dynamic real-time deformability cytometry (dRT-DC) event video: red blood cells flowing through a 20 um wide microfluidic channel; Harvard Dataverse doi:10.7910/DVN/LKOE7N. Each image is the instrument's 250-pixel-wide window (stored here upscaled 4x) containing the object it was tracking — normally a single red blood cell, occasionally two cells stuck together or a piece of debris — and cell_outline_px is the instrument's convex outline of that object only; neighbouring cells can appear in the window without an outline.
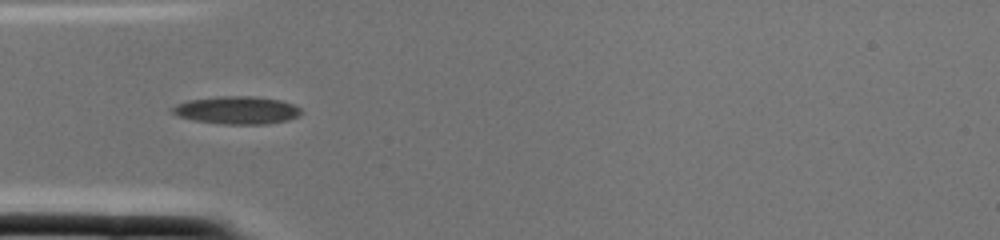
{"species": "common noctule bat (a hibernating species)", "species_latin": "Nyctalus noctula", "temperature_condition": "cold", "stored_images_in_passage": 3, "camera_frame_rate_fps": 3000, "um_per_image_px": 0.085, "animal": {"sex": "female", "body_mass_g": 22.0, "forearm_length_mm": 56.7}, "frame": {"image": 1, "passage_image": 3, "time_ms": 0.667, "image_size_px": [1000, 240], "cell_outline_px": [[304, 112], [300, 116], [288, 120], [268, 124], [220, 124], [192, 120], [180, 116], [172, 112], [168, 108], [176, 104], [188, 100], [216, 96], [252, 96], [280, 100], [292, 104], [300, 108]], "centroid_in_image_um": [20.13, 9.37], "position_along_channel_um": 64.9, "area_um2": 21.1}}